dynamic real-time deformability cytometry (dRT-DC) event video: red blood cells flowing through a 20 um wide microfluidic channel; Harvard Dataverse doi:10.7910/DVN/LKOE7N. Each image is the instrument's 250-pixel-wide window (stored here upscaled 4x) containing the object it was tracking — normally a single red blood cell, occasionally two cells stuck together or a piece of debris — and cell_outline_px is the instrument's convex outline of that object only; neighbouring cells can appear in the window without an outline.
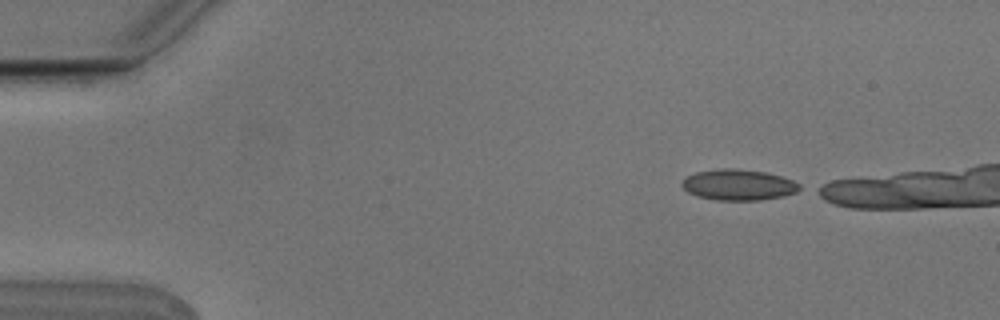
{"species": "Egyptian fruit bat (a non-hibernating species)", "species_latin": "Rousettus aegyptiacus", "temperature_condition": "cold", "stored_images_in_passage": 6, "camera_frame_rate_fps": 3000, "um_per_image_px": 0.085, "animal": {"sex": "male"}, "frame": {"image": 1, "passage_image": 1, "time_ms": 0.0, "image_size_px": [1000, 320], "cell_outline_px": [[804, 188], [796, 192], [784, 196], [760, 200], [716, 200], [696, 196], [688, 192], [680, 184], [680, 180], [684, 176], [696, 172], [720, 168], [732, 168], [764, 172], [780, 176], [792, 180], [800, 184]], "centroid_in_image_um": [62.74, 15.71], "position_along_channel_um": 22.3, "area_um2": 21.39}}
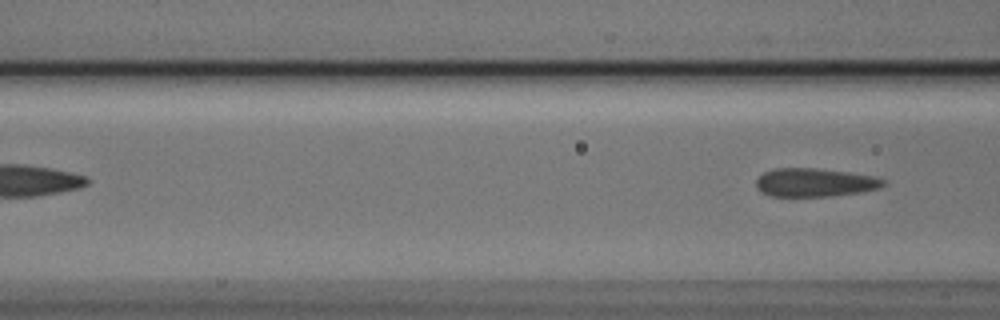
{"frame": {"image": 2, "passage_image": 6, "time_ms": 1.667, "image_size_px": [1000, 320], "cell_outline_px": [[888, 184], [880, 188], [860, 192], [832, 196], [768, 196], [760, 192], [756, 188], [756, 180], [764, 172], [776, 168], [816, 168], [848, 172], [872, 176], [888, 180]], "centroid_in_image_um": [69.27, 15.51], "position_along_channel_um": 97.3, "area_um2": 21.27}}